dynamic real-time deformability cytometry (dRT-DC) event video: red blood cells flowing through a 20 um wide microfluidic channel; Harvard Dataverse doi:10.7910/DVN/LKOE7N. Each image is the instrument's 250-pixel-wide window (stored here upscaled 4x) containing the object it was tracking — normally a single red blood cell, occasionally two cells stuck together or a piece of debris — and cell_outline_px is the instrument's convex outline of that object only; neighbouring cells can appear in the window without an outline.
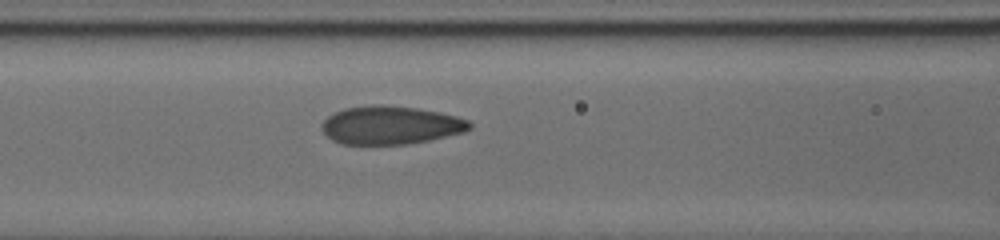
{"species": "human", "species_latin": "Homo sapiens", "temperature_condition": "cold", "stored_images_in_passage": 23, "camera_frame_rate_fps": 3000, "um_per_image_px": 0.085, "donor": {"sex": "male"}, "frame": {"image": 1, "passage_image": 17, "time_ms": 6.333, "image_size_px": [1000, 240], "cell_outline_px": [[472, 128], [464, 132], [428, 140], [408, 144], [344, 144], [332, 140], [320, 128], [320, 124], [328, 116], [344, 108], [372, 104], [384, 104], [416, 108], [440, 112], [456, 116], [468, 120], [472, 124]], "centroid_in_image_um": [33.19, 10.63], "position_along_channel_um": 133.4, "area_um2": 33.06}}
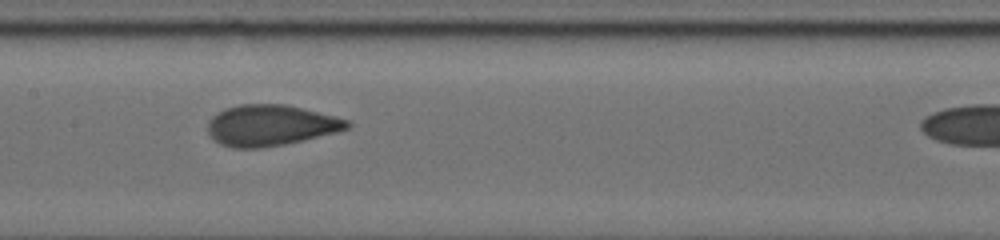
{"frame": {"image": 2, "passage_image": 20, "time_ms": 7.667, "image_size_px": [1000, 240], "cell_outline_px": [[352, 124], [348, 128], [336, 132], [284, 144], [260, 148], [232, 148], [220, 144], [208, 132], [208, 120], [212, 116], [228, 108], [240, 104], [284, 104], [348, 120]], "centroid_in_image_um": [22.97, 10.66], "position_along_channel_um": 184.4, "area_um2": 32.71}}